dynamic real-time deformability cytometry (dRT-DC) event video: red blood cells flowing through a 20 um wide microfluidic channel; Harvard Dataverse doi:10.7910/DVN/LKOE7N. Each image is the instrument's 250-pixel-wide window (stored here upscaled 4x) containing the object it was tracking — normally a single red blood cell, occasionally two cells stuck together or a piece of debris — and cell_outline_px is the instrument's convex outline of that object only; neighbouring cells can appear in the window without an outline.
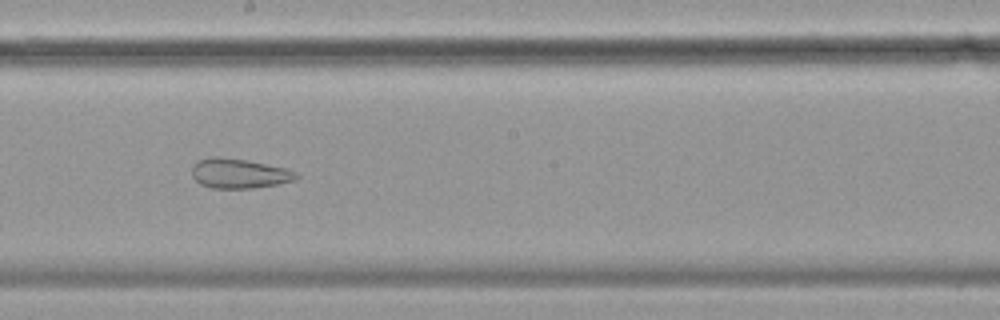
{"species": "common noctule bat (a hibernating species)", "species_latin": "Nyctalus noctula", "temperature_condition": "cold", "stored_images_in_passage": 56, "camera_frame_rate_fps": 3000, "um_per_image_px": 0.085, "animal": {"sex": "female", "body_mass_g": 19.9}, "frame": {"image": 1, "passage_image": 31, "time_ms": 10.0, "image_size_px": [1000, 320], "cell_outline_px": [[300, 176], [296, 180], [276, 184], [252, 188], [212, 188], [200, 184], [192, 176], [192, 168], [200, 160], [212, 156], [216, 156], [248, 160], [288, 168], [296, 172]], "centroid_in_image_um": [20.37, 14.74], "position_along_channel_um": 227.8, "area_um2": 18.09}}
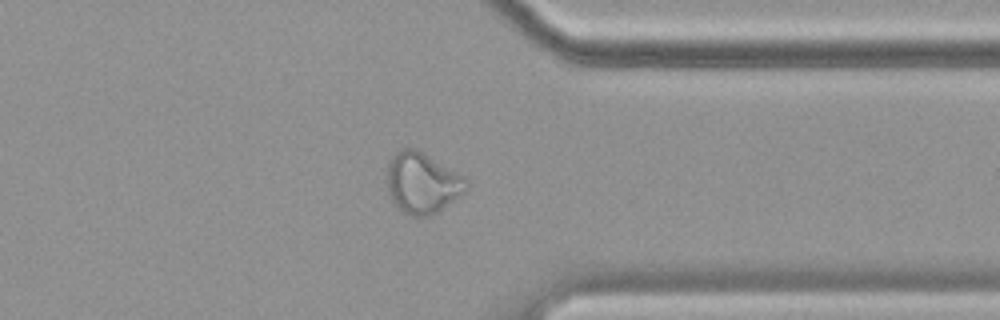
{"frame": {"image": 2, "passage_image": 44, "time_ms": 14.333, "image_size_px": [1000, 320], "cell_outline_px": [[468, 188], [460, 196], [436, 212], [428, 216], [412, 216], [404, 212], [388, 196], [388, 160], [400, 148], [416, 148], [424, 152], [464, 176], [468, 180]], "centroid_in_image_um": [35.9, 15.52], "position_along_channel_um": 375.5, "area_um2": 28.09}}
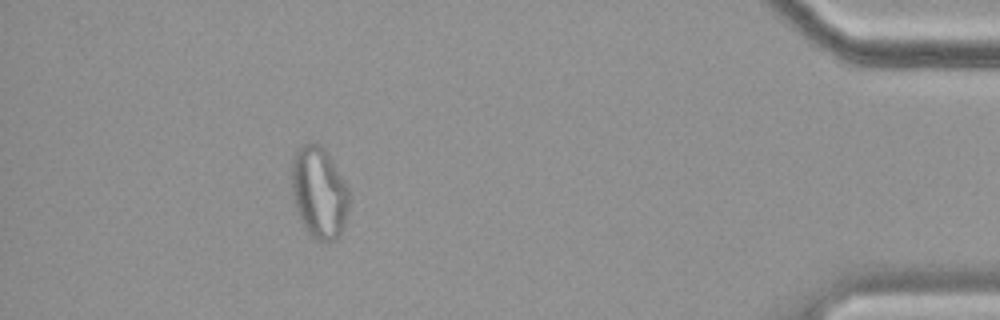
{"frame": {"image": 3, "passage_image": 51, "time_ms": 16.667, "image_size_px": [1000, 320], "cell_outline_px": [[352, 196], [344, 224], [340, 236], [336, 240], [324, 244], [316, 240], [308, 232], [300, 220], [296, 208], [292, 192], [292, 156], [300, 144], [320, 144], [324, 148], [332, 160], [344, 180]], "centroid_in_image_um": [27.14, 16.4], "position_along_channel_um": 408.1, "area_um2": 31.1}, "authors_computed_cell_mechanics": {"area_um2": 27.7729, "velocity_mm_per_s": 3.5022, "shape_relaxation_time_tau1_ms": null, "shape_relaxation_time_tau2_ms": 1.2715, "deformation_change_tau1": null, "deformation_change_tau2": 0.089}}